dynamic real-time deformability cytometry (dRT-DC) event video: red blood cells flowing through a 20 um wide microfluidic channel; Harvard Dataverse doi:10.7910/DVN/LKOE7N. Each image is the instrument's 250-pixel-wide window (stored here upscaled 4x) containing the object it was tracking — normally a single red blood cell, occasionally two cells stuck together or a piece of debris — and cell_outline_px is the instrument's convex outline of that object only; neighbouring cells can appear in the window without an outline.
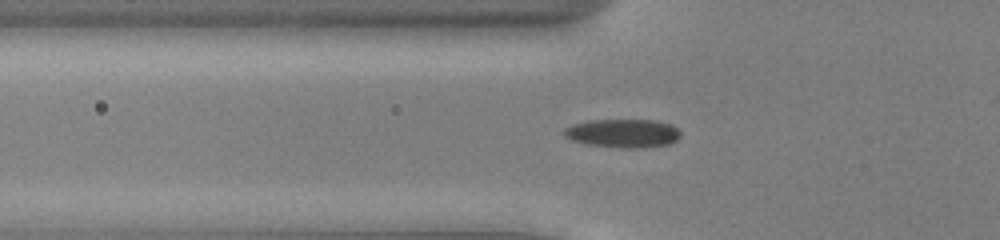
{"species": "common noctule bat (a hibernating species)", "species_latin": "Nyctalus noctula", "temperature_condition": "cold", "stored_images_in_passage": 41, "camera_frame_rate_fps": 3000, "um_per_image_px": 0.085, "animal": {"sex": "male", "body_mass_g": 13.0, "forearm_length_mm": 53.1}, "frame": {"image": 1, "passage_image": 7, "time_ms": 2.0, "image_size_px": [1000, 240], "cell_outline_px": [[680, 136], [676, 140], [668, 144], [644, 148], [620, 148], [588, 144], [572, 140], [564, 136], [564, 128], [572, 124], [592, 120], [656, 120], [672, 124], [680, 132]], "centroid_in_image_um": [52.96, 11.33], "position_along_channel_um": 72.8, "area_um2": 19.42}}
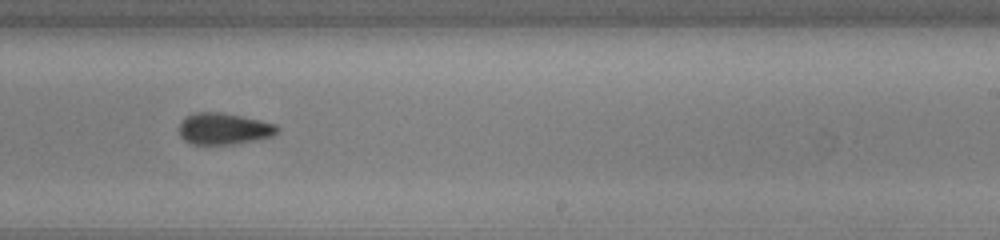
{"frame": {"image": 2, "passage_image": 22, "time_ms": 7.0, "image_size_px": [1000, 240], "cell_outline_px": [[280, 132], [272, 136], [236, 144], [192, 144], [184, 140], [180, 136], [176, 128], [184, 116], [196, 112], [220, 112], [260, 120], [276, 124], [280, 128]], "centroid_in_image_um": [18.99, 10.94], "position_along_channel_um": 270.0, "area_um2": 18.32}}
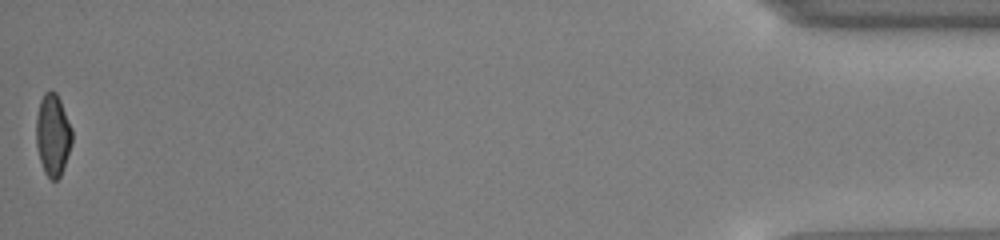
{"frame": {"image": 3, "passage_image": 41, "time_ms": 13.333, "image_size_px": [1000, 240], "cell_outline_px": [[72, 144], [60, 176], [56, 180], [52, 180], [44, 172], [40, 160], [36, 144], [36, 116], [40, 100], [44, 92], [52, 88], [56, 92], [60, 100], [72, 128]], "centroid_in_image_um": [4.48, 11.42], "position_along_channel_um": 430.7, "area_um2": 17.22}, "authors_computed_cell_mechanics": {"area_um2": 18.5538, "velocity_mm_per_s": 3.9524, "shape_relaxation_time_tau1_ms": 5.2683, "shape_relaxation_time_tau2_ms": 4.3304, "deformation_change_tau1": 0.1198, "deformation_change_tau2": 0.0993}}